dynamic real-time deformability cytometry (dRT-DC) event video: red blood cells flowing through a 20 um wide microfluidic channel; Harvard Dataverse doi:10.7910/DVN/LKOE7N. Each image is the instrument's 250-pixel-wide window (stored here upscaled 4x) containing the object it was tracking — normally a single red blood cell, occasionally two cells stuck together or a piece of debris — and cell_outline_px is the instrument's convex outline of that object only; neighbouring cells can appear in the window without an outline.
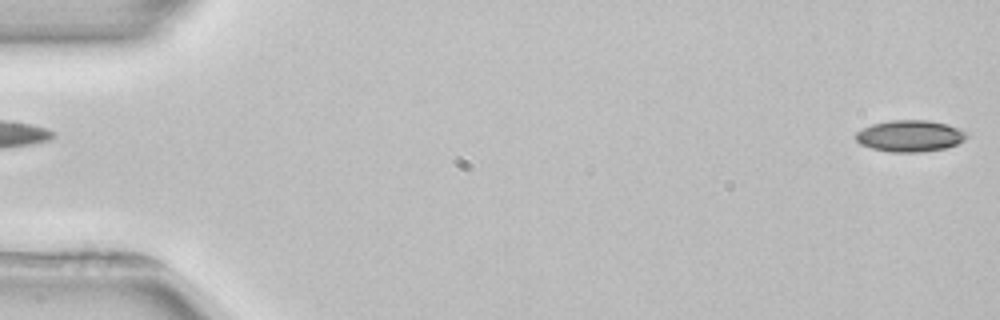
{"species": "common noctule bat (a hibernating species)", "species_latin": "Nyctalus noctula", "temperature_condition": "room temperature", "stored_images_in_passage": 4, "camera_frame_rate_fps": 3000, "um_per_image_px": 0.085, "animal": {"sex": "female", "body_mass_g": 22.7, "forearm_length_mm": 54.2}, "frame": {"image": 1, "passage_image": 1, "time_ms": 0.0, "image_size_px": [1000, 320], "cell_outline_px": [[968, 136], [964, 140], [948, 148], [920, 152], [888, 152], [872, 148], [860, 144], [856, 140], [856, 132], [872, 124], [888, 120], [928, 120], [948, 124], [968, 132]], "centroid_in_image_um": [77.37, 11.55], "position_along_channel_um": 7.6, "area_um2": 20.52}}
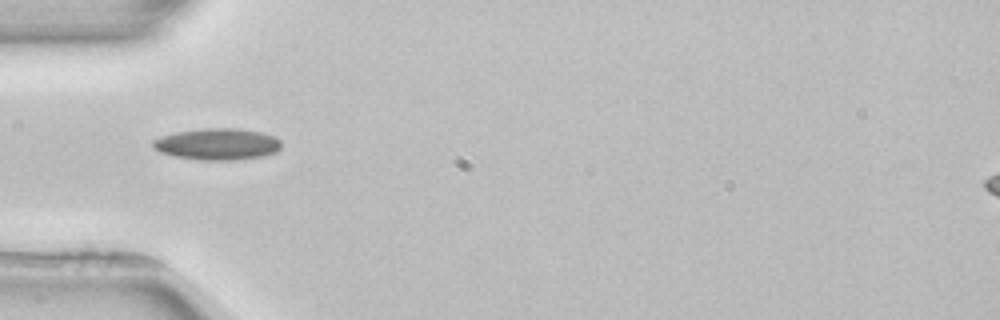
{"frame": {"image": 2, "passage_image": 4, "time_ms": 5.333, "image_size_px": [1000, 320], "cell_outline_px": [[280, 148], [276, 152], [264, 156], [232, 160], [200, 160], [172, 156], [160, 152], [152, 148], [152, 140], [176, 132], [204, 128], [236, 128], [260, 132], [272, 136], [280, 140]], "centroid_in_image_um": [18.45, 12.26], "position_along_channel_um": 66.5, "area_um2": 23.58}}